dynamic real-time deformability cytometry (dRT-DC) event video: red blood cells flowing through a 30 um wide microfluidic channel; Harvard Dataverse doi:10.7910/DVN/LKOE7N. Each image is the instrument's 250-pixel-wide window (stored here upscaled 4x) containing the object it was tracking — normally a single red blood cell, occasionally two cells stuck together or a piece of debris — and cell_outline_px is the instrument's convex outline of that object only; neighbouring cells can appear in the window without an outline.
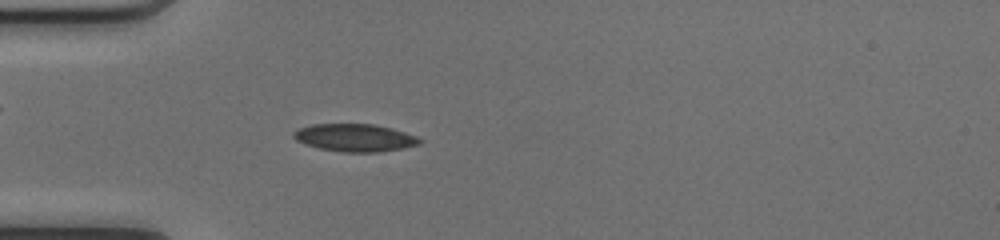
{"species": "common noctule bat (a hibernating species)", "species_latin": "Nyctalus noctula", "temperature_condition": "cold", "stored_images_in_passage": 36, "camera_frame_rate_fps": 3000, "um_per_image_px": 0.085, "animal": {"sex": "female", "body_mass_g": 17.0, "forearm_length_mm": 48.0}, "frame": {"image": 1, "passage_image": 2, "time_ms": 0.333, "image_size_px": [1000, 240], "cell_outline_px": [[424, 140], [420, 144], [404, 148], [380, 152], [340, 152], [320, 148], [304, 144], [296, 140], [292, 136], [292, 132], [300, 128], [312, 124], [376, 124], [392, 128], [416, 136]], "centroid_in_image_um": [30.18, 11.71], "position_along_channel_um": 54.8, "area_um2": 20.46}}
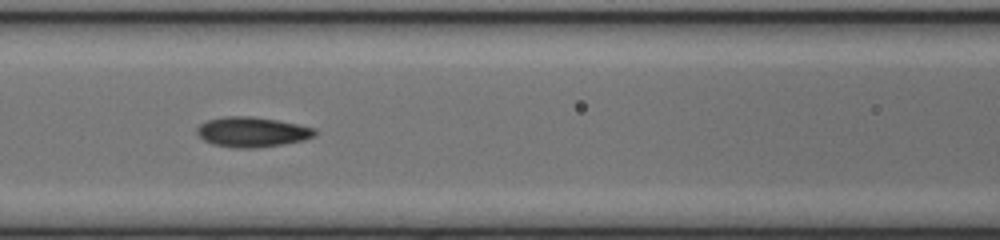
{"frame": {"image": 2, "passage_image": 9, "time_ms": 2.667, "image_size_px": [1000, 240], "cell_outline_px": [[316, 136], [304, 140], [284, 144], [256, 148], [236, 148], [212, 144], [204, 140], [196, 132], [196, 128], [200, 124], [208, 120], [224, 116], [252, 116], [276, 120], [316, 128]], "centroid_in_image_um": [21.43, 11.22], "position_along_channel_um": 145.2, "area_um2": 20.69}}
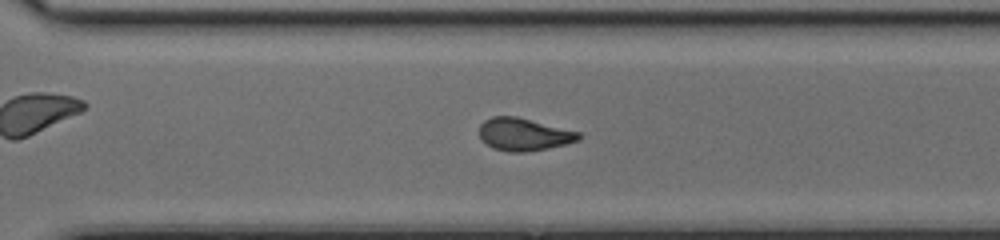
{"frame": {"image": 3, "passage_image": 22, "time_ms": 7.0, "image_size_px": [1000, 240], "cell_outline_px": [[580, 140], [548, 148], [524, 152], [508, 152], [492, 148], [480, 140], [480, 124], [484, 120], [492, 116], [516, 116], [580, 132]], "centroid_in_image_um": [44.49, 11.42], "position_along_channel_um": 326.1, "area_um2": 18.9}, "authors_computed_cell_mechanics": {"area_um2": 19.2474, "velocity_mm_per_s": 4.1873, "shape_relaxation_time_tau1_ms": 6.4054, "shape_relaxation_time_tau2_ms": 2.7452, "deformation_change_tau1": 0.1652, "deformation_change_tau2": 0.093}}